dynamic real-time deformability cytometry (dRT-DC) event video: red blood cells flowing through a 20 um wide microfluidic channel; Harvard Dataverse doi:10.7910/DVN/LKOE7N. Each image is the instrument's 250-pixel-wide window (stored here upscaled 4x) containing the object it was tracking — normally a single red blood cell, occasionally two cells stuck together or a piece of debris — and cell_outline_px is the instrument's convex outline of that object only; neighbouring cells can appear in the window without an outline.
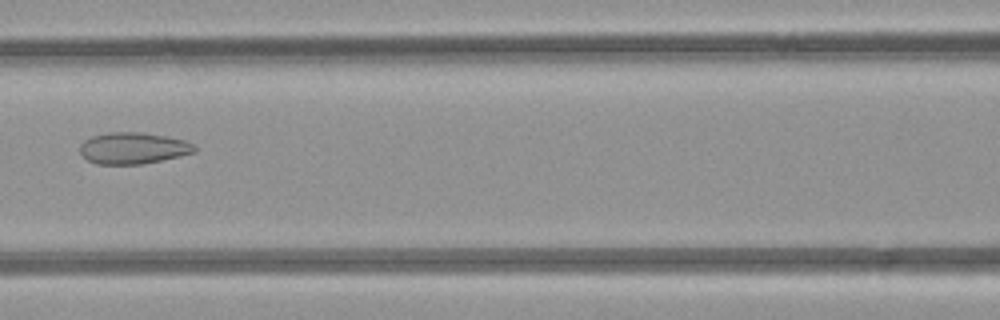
{"species": "common noctule bat (a hibernating species)", "species_latin": "Nyctalus noctula", "temperature_condition": "room temperature", "stored_images_in_passage": 7, "camera_frame_rate_fps": 3000, "um_per_image_px": 0.085, "animal": {"sex": "female", "body_mass_g": 21.9}, "frame": {"image": 1, "passage_image": 7, "time_ms": 6.667, "image_size_px": [1000, 320], "cell_outline_px": [[196, 152], [180, 156], [140, 164], [96, 164], [88, 160], [80, 152], [80, 144], [84, 140], [92, 136], [108, 132], [140, 132], [164, 136], [184, 140], [192, 144], [196, 148]], "centroid_in_image_um": [11.29, 12.59], "position_along_channel_um": 155.3, "area_um2": 20.87}}